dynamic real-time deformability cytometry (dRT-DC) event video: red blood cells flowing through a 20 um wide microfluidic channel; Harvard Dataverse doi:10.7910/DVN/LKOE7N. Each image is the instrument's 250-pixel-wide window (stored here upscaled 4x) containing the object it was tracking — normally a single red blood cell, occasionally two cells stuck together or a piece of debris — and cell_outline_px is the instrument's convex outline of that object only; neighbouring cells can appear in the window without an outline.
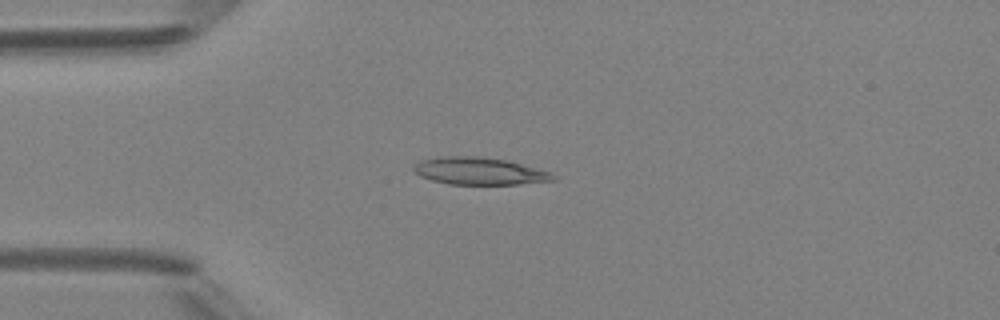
{"species": "Egyptian fruit bat (a non-hibernating species)", "species_latin": "Rousettus aegyptiacus", "temperature_condition": "room temperature", "stored_images_in_passage": 5, "camera_frame_rate_fps": 3000, "um_per_image_px": 0.085, "animal": {"sex": "female"}, "frame": {"image": 1, "passage_image": 4, "time_ms": 3.333, "image_size_px": [1000, 320], "cell_outline_px": [[556, 180], [520, 184], [448, 184], [432, 180], [420, 176], [412, 168], [420, 160], [436, 156], [480, 156], [508, 160], [536, 168], [548, 172], [556, 176]], "centroid_in_image_um": [40.72, 14.53], "position_along_channel_um": 44.3, "area_um2": 22.2}}